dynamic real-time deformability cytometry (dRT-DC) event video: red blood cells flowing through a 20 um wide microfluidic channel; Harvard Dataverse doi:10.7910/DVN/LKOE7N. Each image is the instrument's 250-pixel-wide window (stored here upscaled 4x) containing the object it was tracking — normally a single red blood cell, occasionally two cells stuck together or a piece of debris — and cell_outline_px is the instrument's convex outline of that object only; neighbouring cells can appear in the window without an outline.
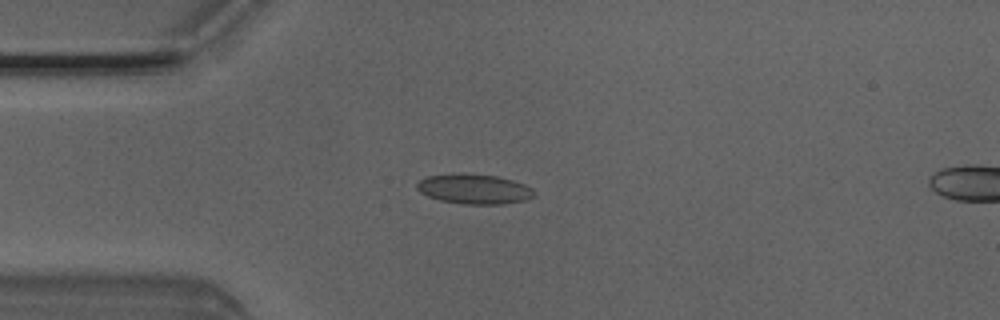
{"species": "Egyptian fruit bat (a non-hibernating species)", "species_latin": "Rousettus aegyptiacus", "temperature_condition": "room temperature", "stored_images_in_passage": 5, "camera_frame_rate_fps": 3000, "um_per_image_px": 0.085, "animal": {"sex": "male"}, "frame": {"image": 1, "passage_image": 4, "time_ms": 1.0, "image_size_px": [1000, 320], "cell_outline_px": [[536, 196], [528, 200], [504, 204], [464, 204], [440, 200], [428, 196], [420, 192], [416, 188], [416, 184], [420, 180], [428, 176], [464, 172], [496, 176], [512, 180], [524, 184], [532, 188], [536, 192]], "centroid_in_image_um": [40.34, 16.06], "position_along_channel_um": 44.7, "area_um2": 20.69}}